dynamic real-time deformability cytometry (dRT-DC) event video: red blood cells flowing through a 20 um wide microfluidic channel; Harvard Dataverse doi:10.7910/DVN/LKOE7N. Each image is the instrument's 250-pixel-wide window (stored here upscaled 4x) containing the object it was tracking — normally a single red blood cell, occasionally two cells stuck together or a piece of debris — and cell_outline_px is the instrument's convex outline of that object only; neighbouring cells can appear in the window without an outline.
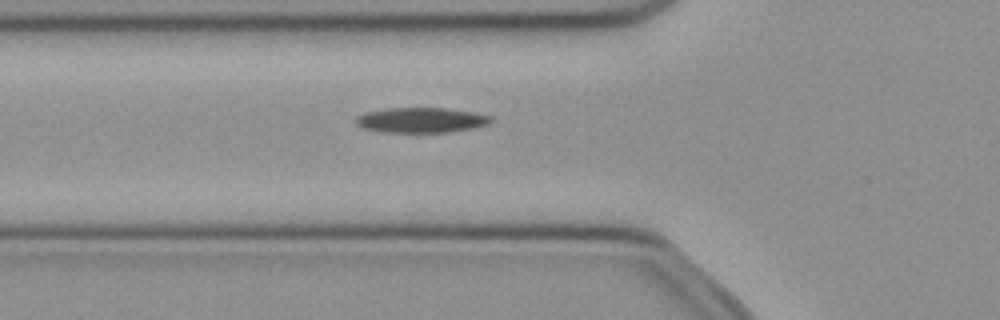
{"species": "common noctule bat (a hibernating species)", "species_latin": "Nyctalus noctula", "temperature_condition": "cold", "stored_images_in_passage": 41, "camera_frame_rate_fps": 3000, "um_per_image_px": 0.085, "animal": {"sex": "female", "body_mass_g": 21.9}, "frame": {"image": 1, "passage_image": 8, "time_ms": 2.333, "image_size_px": [1000, 320], "cell_outline_px": [[492, 120], [488, 124], [476, 128], [448, 132], [380, 132], [364, 128], [356, 124], [356, 116], [364, 112], [384, 108], [444, 108], [472, 112], [492, 116]], "centroid_in_image_um": [35.78, 10.21], "position_along_channel_um": 90.0, "area_um2": 19.88}}
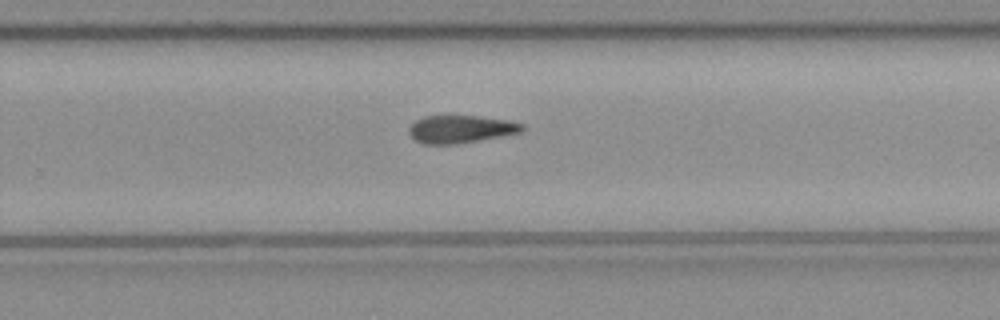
{"frame": {"image": 2, "passage_image": 23, "time_ms": 7.333, "image_size_px": [1000, 320], "cell_outline_px": [[524, 132], [456, 144], [424, 144], [416, 140], [408, 132], [408, 128], [416, 120], [424, 116], [476, 116], [512, 120], [524, 124]], "centroid_in_image_um": [39.2, 10.97], "position_along_channel_um": 290.6, "area_um2": 18.32}}
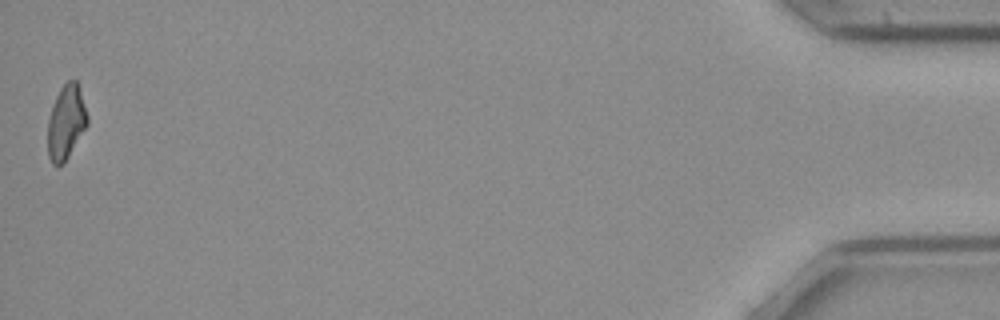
{"frame": {"image": 3, "passage_image": 41, "time_ms": 13.333, "image_size_px": [1000, 320], "cell_outline_px": [[88, 124], [64, 164], [56, 168], [52, 164], [48, 156], [48, 120], [56, 96], [60, 88], [68, 80], [76, 80], [88, 116]], "centroid_in_image_um": [5.61, 10.45], "position_along_channel_um": 429.6, "area_um2": 17.11}}